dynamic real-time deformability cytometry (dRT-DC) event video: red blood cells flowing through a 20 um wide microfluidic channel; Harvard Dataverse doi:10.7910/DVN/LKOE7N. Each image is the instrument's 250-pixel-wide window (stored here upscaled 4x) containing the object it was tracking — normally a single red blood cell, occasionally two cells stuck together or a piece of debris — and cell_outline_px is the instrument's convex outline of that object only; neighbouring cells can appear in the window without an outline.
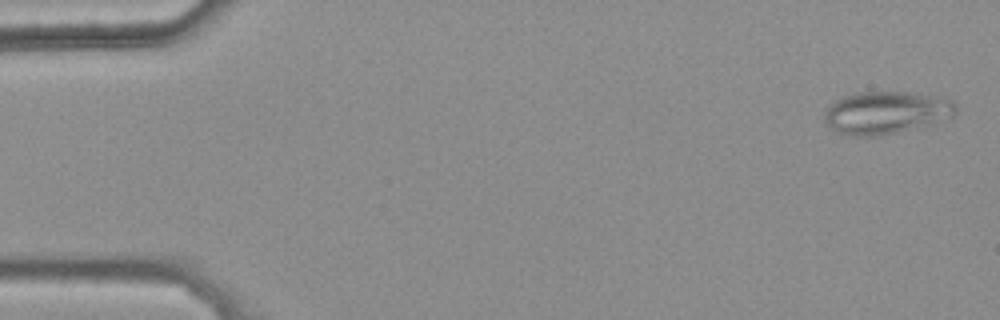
{"species": "common noctule bat (a hibernating species)", "species_latin": "Nyctalus noctula", "temperature_condition": "warm", "stored_images_in_passage": 48, "camera_frame_rate_fps": 3000, "um_per_image_px": 0.085, "animal": {"sex": "female", "body_mass_g": 25.1}, "frame": {"image": 1, "passage_image": 2, "time_ms": 0.333, "image_size_px": [1000, 320], "cell_outline_px": [[956, 112], [952, 116], [928, 124], [880, 136], [852, 136], [836, 132], [824, 120], [824, 112], [828, 104], [844, 96], [860, 92], [908, 92], [956, 100]], "centroid_in_image_um": [75.27, 9.57], "position_along_channel_um": 9.7, "area_um2": 32.37}}
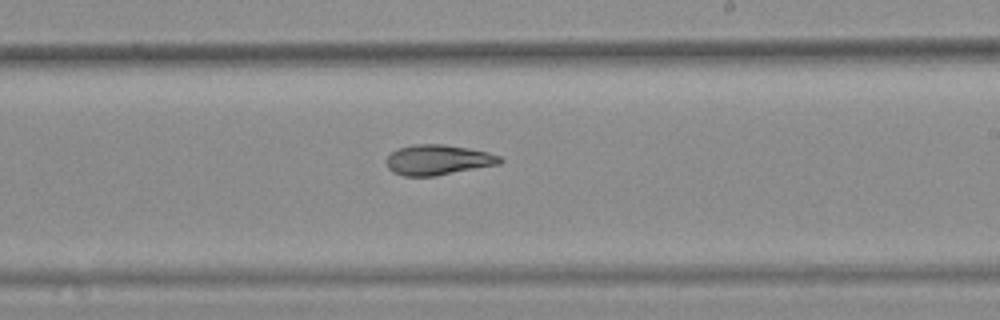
{"frame": {"image": 2, "passage_image": 32, "time_ms": 10.333, "image_size_px": [1000, 320], "cell_outline_px": [[504, 160], [500, 164], [436, 176], [404, 176], [392, 172], [388, 168], [384, 160], [396, 148], [412, 144], [444, 144], [468, 148], [488, 152], [500, 156]], "centroid_in_image_um": [37.21, 13.59], "position_along_channel_um": 251.8, "area_um2": 20.29}}
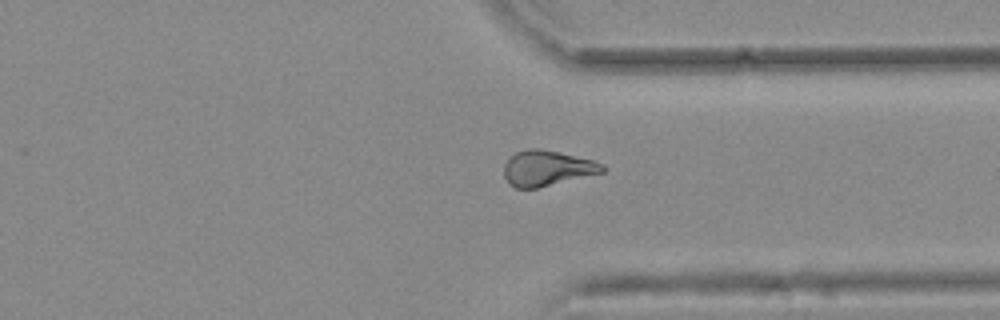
{"frame": {"image": 3, "passage_image": 41, "time_ms": 13.333, "image_size_px": [1000, 320], "cell_outline_px": [[604, 172], [536, 188], [516, 188], [508, 184], [504, 176], [504, 164], [508, 156], [516, 152], [528, 148], [540, 148], [592, 160], [604, 164]], "centroid_in_image_um": [46.44, 14.29], "position_along_channel_um": 365.0, "area_um2": 20.29}, "authors_computed_cell_mechanics": {"area_um2": 20.4612, "velocity_mm_per_s": 3.766, "shape_relaxation_time_tau1_ms": null, "shape_relaxation_time_tau2_ms": 7.1567, "deformation_change_tau1": null, "deformation_change_tau2": 0.1404}}